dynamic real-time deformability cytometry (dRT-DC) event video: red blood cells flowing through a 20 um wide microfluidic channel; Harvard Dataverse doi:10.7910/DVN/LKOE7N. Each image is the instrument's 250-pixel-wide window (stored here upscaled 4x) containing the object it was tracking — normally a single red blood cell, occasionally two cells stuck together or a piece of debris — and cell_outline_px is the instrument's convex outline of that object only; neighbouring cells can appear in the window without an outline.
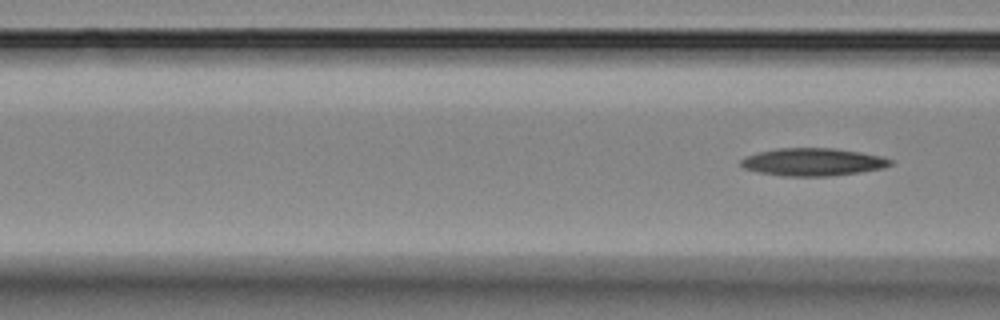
{"species": "Egyptian fruit bat (a non-hibernating species)", "species_latin": "Rousettus aegyptiacus", "temperature_condition": "room temperature", "stored_images_in_passage": 3, "segment_of_instrument_passage": [2, 2], "camera_frame_rate_fps": 3000, "um_per_image_px": 0.085, "animal": {"sex": "female"}, "frame": {"image": 1, "passage_image": 3, "time_ms": 3.0, "image_size_px": [1000, 320], "cell_outline_px": [[892, 164], [884, 168], [860, 172], [832, 176], [784, 176], [760, 172], [744, 168], [740, 164], [740, 160], [744, 156], [756, 152], [776, 148], [836, 148], [884, 156], [892, 160]], "centroid_in_image_um": [69.1, 13.76], "position_along_channel_um": 97.5, "area_um2": 24.33}}